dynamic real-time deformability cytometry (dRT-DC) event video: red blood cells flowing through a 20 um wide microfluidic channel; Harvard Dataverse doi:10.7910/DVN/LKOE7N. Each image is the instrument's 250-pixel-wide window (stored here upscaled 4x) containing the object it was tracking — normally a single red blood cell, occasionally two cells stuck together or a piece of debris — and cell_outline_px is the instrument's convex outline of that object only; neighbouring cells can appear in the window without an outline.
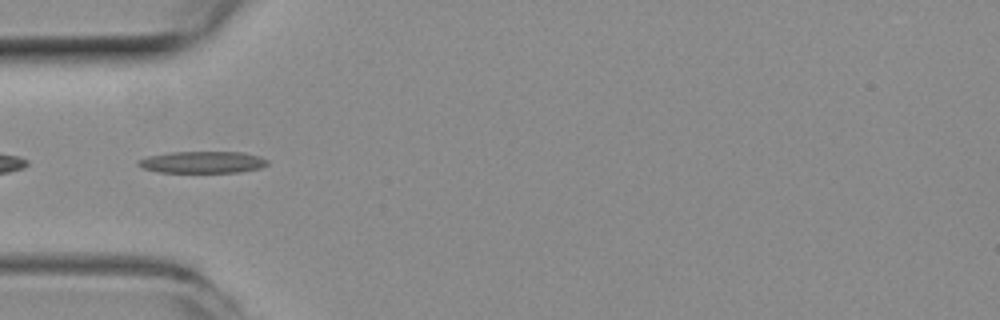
{"species": "common noctule bat (a hibernating species)", "species_latin": "Nyctalus noctula", "temperature_condition": "room temperature", "stored_images_in_passage": 38, "camera_frame_rate_fps": 3000, "um_per_image_px": 0.085, "animal": {"sex": "female", "body_mass_g": 19.3, "forearm_length_mm": 54.1}, "frame": {"image": 1, "passage_image": 3, "time_ms": 0.667, "image_size_px": [1000, 320], "cell_outline_px": [[268, 164], [260, 168], [240, 172], [160, 172], [144, 168], [136, 164], [140, 160], [148, 156], [168, 152], [244, 152], [260, 156], [268, 160]], "centroid_in_image_um": [17.25, 13.78], "position_along_channel_um": 67.7, "area_um2": 16.36}}
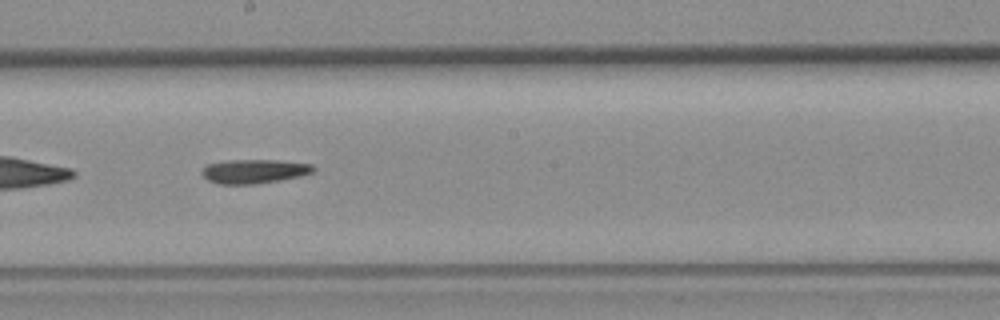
{"frame": {"image": 2, "passage_image": 15, "time_ms": 4.667, "image_size_px": [1000, 320], "cell_outline_px": [[316, 168], [312, 172], [300, 176], [280, 180], [256, 184], [220, 184], [208, 180], [200, 172], [208, 164], [228, 160], [276, 160], [312, 164]], "centroid_in_image_um": [21.61, 14.56], "position_along_channel_um": 226.6, "area_um2": 15.55}}
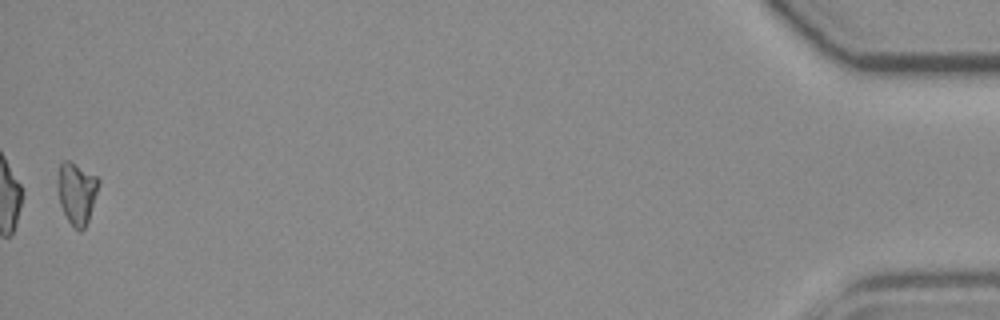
{"frame": {"image": 3, "passage_image": 38, "time_ms": 12.333, "image_size_px": [1000, 320], "cell_outline_px": [[100, 184], [88, 220], [84, 228], [80, 232], [68, 220], [60, 204], [56, 188], [56, 180], [60, 164], [64, 160], [68, 160], [96, 176], [100, 180]], "centroid_in_image_um": [6.5, 16.38], "position_along_channel_um": 428.7, "area_um2": 14.74}}